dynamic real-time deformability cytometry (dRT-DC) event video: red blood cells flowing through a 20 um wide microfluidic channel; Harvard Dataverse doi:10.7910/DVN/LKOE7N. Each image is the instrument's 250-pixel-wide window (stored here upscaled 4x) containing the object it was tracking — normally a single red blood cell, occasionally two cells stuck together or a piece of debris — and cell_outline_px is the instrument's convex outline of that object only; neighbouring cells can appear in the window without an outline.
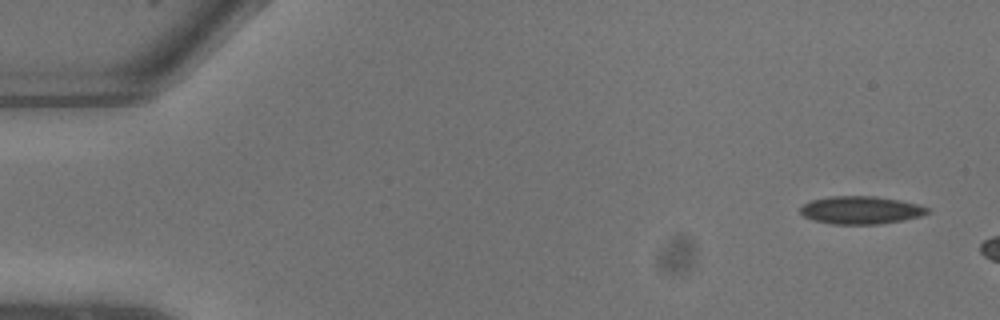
{"species": "common noctule bat (a hibernating species)", "species_latin": "Nyctalus noctula", "temperature_condition": "warm", "stored_images_in_passage": 8, "camera_frame_rate_fps": 3000, "um_per_image_px": 0.085, "animal": {"sex": "male", "body_mass_g": 13.3}, "frame": {"image": 1, "passage_image": 1, "time_ms": 0.0, "image_size_px": [1000, 320], "cell_outline_px": [[932, 212], [920, 216], [904, 220], [880, 224], [832, 224], [812, 220], [804, 216], [800, 212], [800, 208], [804, 204], [812, 200], [828, 196], [876, 196], [900, 200], [916, 204], [928, 208]], "centroid_in_image_um": [73.17, 17.86], "position_along_channel_um": 11.8, "area_um2": 20.69}}